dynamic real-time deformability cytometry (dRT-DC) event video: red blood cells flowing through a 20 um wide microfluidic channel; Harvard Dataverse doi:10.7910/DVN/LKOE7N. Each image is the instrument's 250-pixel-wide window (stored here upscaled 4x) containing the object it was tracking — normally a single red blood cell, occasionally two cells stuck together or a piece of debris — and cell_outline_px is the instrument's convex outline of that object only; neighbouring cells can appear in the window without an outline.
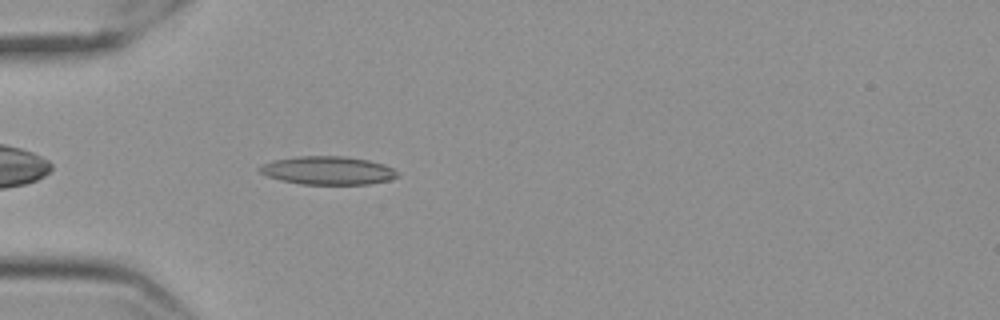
{"species": "Egyptian fruit bat (a non-hibernating species)", "species_latin": "Rousettus aegyptiacus", "temperature_condition": "cold", "stored_images_in_passage": 44, "camera_frame_rate_fps": 3000, "um_per_image_px": 0.085, "frame": {"image": 1, "passage_image": 4, "time_ms": 1.0, "image_size_px": [1000, 320], "cell_outline_px": [[400, 176], [388, 180], [368, 184], [300, 184], [268, 176], [260, 172], [256, 168], [260, 164], [272, 160], [300, 156], [344, 156], [368, 160], [384, 164], [392, 168]], "centroid_in_image_um": [27.84, 14.48], "position_along_channel_um": 57.2, "area_um2": 22.66}}
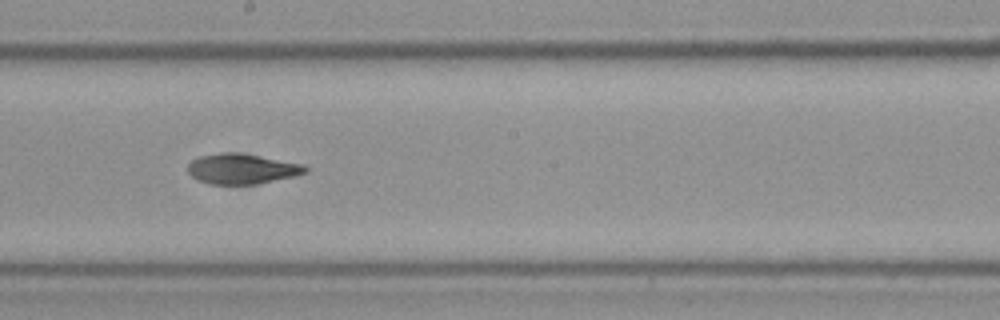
{"frame": {"image": 2, "passage_image": 19, "time_ms": 6.0, "image_size_px": [1000, 320], "cell_outline_px": [[308, 172], [296, 176], [256, 184], [208, 184], [196, 180], [188, 172], [188, 164], [192, 160], [200, 156], [220, 152], [236, 152], [304, 164], [308, 168]], "centroid_in_image_um": [20.56, 14.35], "position_along_channel_um": 227.6, "area_um2": 20.81}}
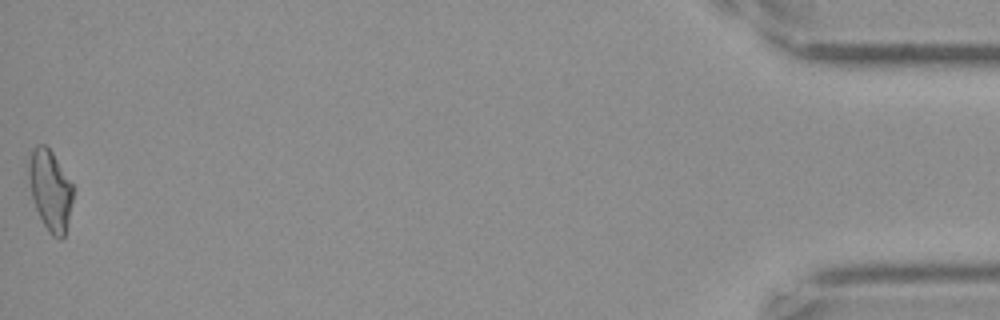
{"frame": {"image": 3, "passage_image": 44, "time_ms": 14.333, "image_size_px": [1000, 320], "cell_outline_px": [[72, 200], [64, 236], [60, 240], [52, 236], [48, 232], [36, 208], [32, 196], [28, 176], [28, 164], [32, 148], [36, 144], [44, 144], [52, 152], [72, 184]], "centroid_in_image_um": [4.24, 16.15], "position_along_channel_um": 431.0, "area_um2": 20.4}, "authors_computed_cell_mechanics": {"area_um2": 20.5479, "velocity_mm_per_s": 3.5422, "shape_relaxation_time_tau1_ms": null, "shape_relaxation_time_tau2_ms": 5.6318, "deformation_change_tau1": null, "deformation_change_tau2": 0.134}}